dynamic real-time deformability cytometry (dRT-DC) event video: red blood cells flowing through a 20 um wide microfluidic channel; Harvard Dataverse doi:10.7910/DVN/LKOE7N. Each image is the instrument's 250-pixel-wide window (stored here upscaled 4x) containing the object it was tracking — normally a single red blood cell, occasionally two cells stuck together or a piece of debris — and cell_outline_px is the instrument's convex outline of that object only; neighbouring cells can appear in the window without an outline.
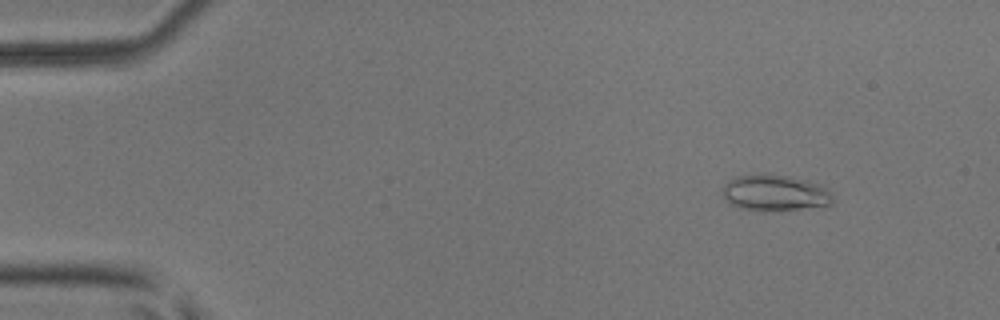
{"species": "common noctule bat (a hibernating species)", "species_latin": "Nyctalus noctula", "temperature_condition": "room temperature", "stored_images_in_passage": 45, "camera_frame_rate_fps": 3000, "um_per_image_px": 0.085, "animal": {"sex": "male", "body_mass_g": 17.9, "forearm_length_mm": 54.2}, "frame": {"image": 1, "passage_image": 3, "time_ms": 0.667, "image_size_px": [1000, 320], "cell_outline_px": [[832, 204], [800, 208], [764, 212], [740, 208], [728, 204], [724, 200], [724, 184], [728, 180], [736, 176], [760, 172], [768, 172], [788, 176], [820, 184], [832, 196]], "centroid_in_image_um": [65.77, 16.37], "position_along_channel_um": 19.2, "area_um2": 23.47}}
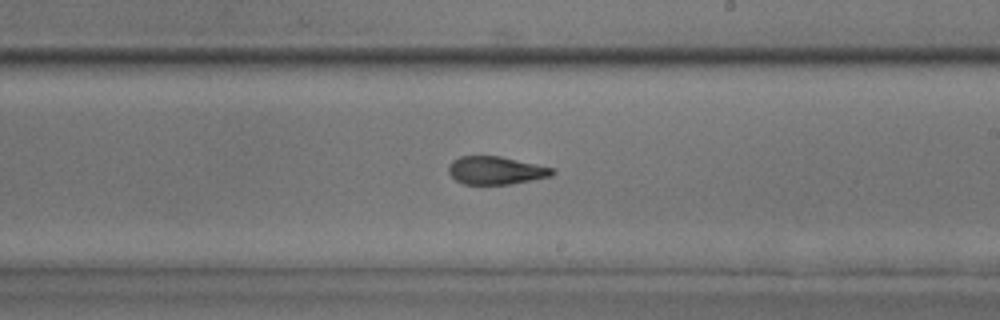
{"frame": {"image": 2, "passage_image": 28, "time_ms": 9.0, "image_size_px": [1000, 320], "cell_outline_px": [[556, 172], [552, 176], [512, 184], [464, 184], [456, 180], [448, 172], [448, 164], [452, 160], [460, 156], [500, 156], [536, 164], [552, 168]], "centroid_in_image_um": [42.13, 14.48], "position_along_channel_um": 246.9, "area_um2": 16.94}}
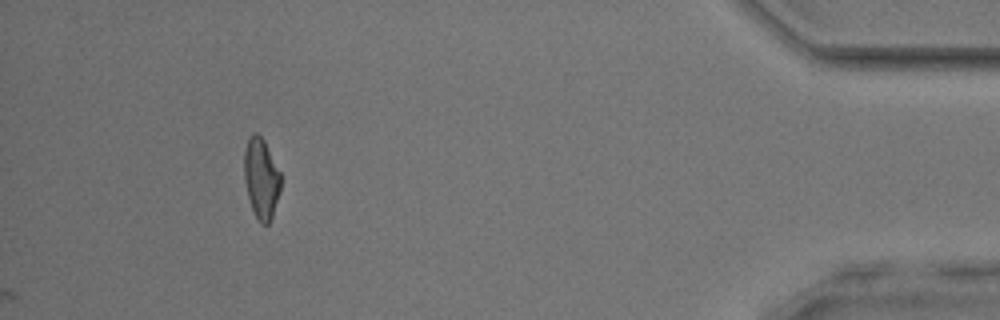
{"frame": {"image": 3, "passage_image": 45, "time_ms": 14.667, "image_size_px": [1000, 320], "cell_outline_px": [[280, 192], [272, 216], [268, 224], [260, 224], [252, 208], [248, 196], [244, 180], [244, 152], [248, 136], [252, 132], [256, 132], [264, 140], [280, 172]], "centroid_in_image_um": [22.19, 15.13], "position_along_channel_um": 413.0, "area_um2": 17.11}, "authors_computed_cell_mechanics": {"area_um2": 17.629, "velocity_mm_per_s": 3.9782, "shape_relaxation_time_tau1_ms": 10.8856, "shape_relaxation_time_tau2_ms": 2.2281, "deformation_change_tau1": 0.2134, "deformation_change_tau2": 0.1162}}